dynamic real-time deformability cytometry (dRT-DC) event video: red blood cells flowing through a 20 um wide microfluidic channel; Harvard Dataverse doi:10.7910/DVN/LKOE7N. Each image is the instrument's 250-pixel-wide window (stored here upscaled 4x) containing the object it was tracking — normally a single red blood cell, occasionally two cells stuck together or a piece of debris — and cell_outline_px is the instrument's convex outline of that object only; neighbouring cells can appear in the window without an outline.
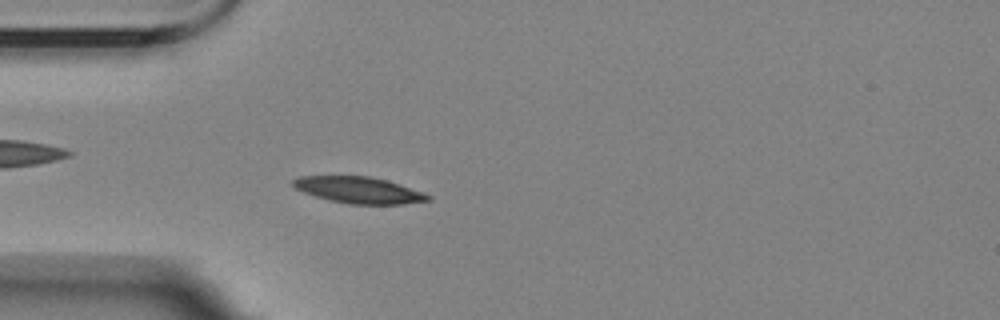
{"species": "Egyptian fruit bat (a non-hibernating species)", "species_latin": "Rousettus aegyptiacus", "temperature_condition": "room temperature", "stored_images_in_passage": 56, "camera_frame_rate_fps": 3000, "um_per_image_px": 0.085, "animal": {"sex": "female"}, "frame": {"image": 1, "passage_image": 15, "time_ms": 4.667, "image_size_px": [1000, 320], "cell_outline_px": [[432, 200], [404, 204], [348, 204], [328, 200], [304, 192], [296, 188], [292, 184], [292, 180], [300, 176], [368, 176], [388, 180], [424, 192], [432, 196]], "centroid_in_image_um": [30.55, 16.16], "position_along_channel_um": 54.5, "area_um2": 20.87}}
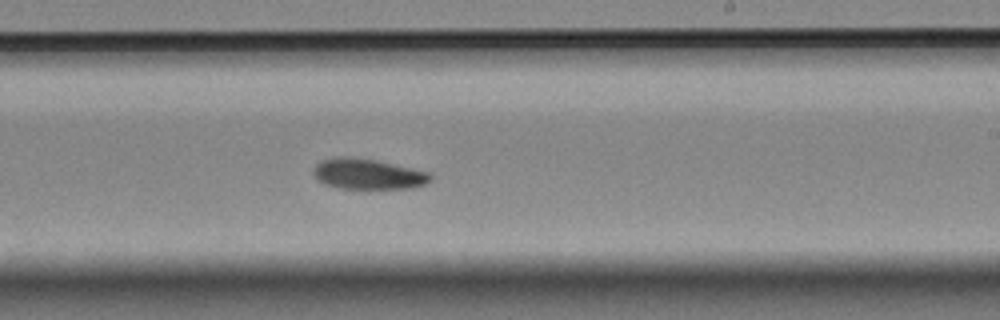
{"frame": {"image": 2, "passage_image": 33, "time_ms": 10.667, "image_size_px": [1000, 320], "cell_outline_px": [[432, 180], [424, 184], [412, 188], [340, 188], [324, 184], [316, 180], [312, 172], [316, 164], [320, 160], [336, 156], [348, 156], [376, 160], [432, 172]], "centroid_in_image_um": [31.26, 14.78], "position_along_channel_um": 257.7, "area_um2": 21.1}}
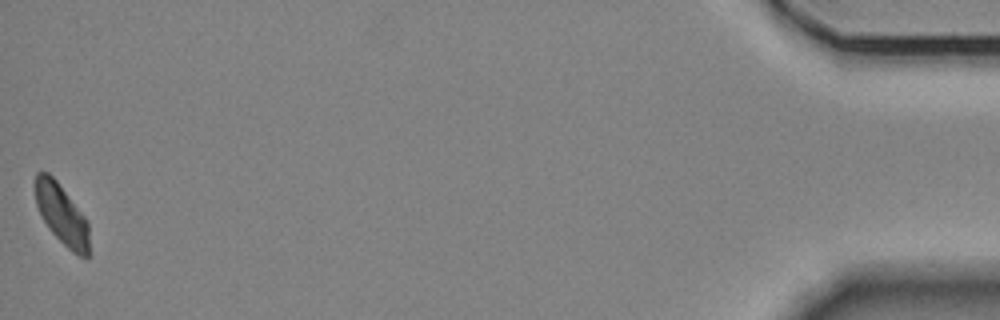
{"frame": {"image": 3, "passage_image": 56, "time_ms": 18.333, "image_size_px": [1000, 320], "cell_outline_px": [[88, 256], [80, 256], [72, 252], [48, 228], [36, 204], [36, 172], [48, 172], [56, 180], [88, 220]], "centroid_in_image_um": [5.25, 18.22], "position_along_channel_um": 429.9, "area_um2": 18.5}, "authors_computed_cell_mechanics": {"area_um2": 20.4901, "velocity_mm_per_s": 3.475, "shape_relaxation_time_tau1_ms": 5.65, "shape_relaxation_time_tau2_ms": 10.1982, "deformation_change_tau1": 0.1422, "deformation_change_tau2": 0.1249}}